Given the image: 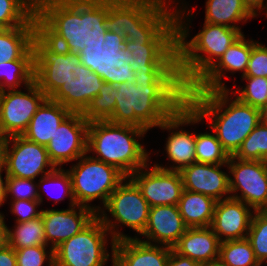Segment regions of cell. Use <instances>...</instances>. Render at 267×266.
<instances>
[{
	"mask_svg": "<svg viewBox=\"0 0 267 266\" xmlns=\"http://www.w3.org/2000/svg\"><path fill=\"white\" fill-rule=\"evenodd\" d=\"M109 122L148 131L152 127L176 129L203 120L186 102L183 84L119 83Z\"/></svg>",
	"mask_w": 267,
	"mask_h": 266,
	"instance_id": "1",
	"label": "cell"
},
{
	"mask_svg": "<svg viewBox=\"0 0 267 266\" xmlns=\"http://www.w3.org/2000/svg\"><path fill=\"white\" fill-rule=\"evenodd\" d=\"M107 13L108 0H36L38 33L71 53L103 46Z\"/></svg>",
	"mask_w": 267,
	"mask_h": 266,
	"instance_id": "2",
	"label": "cell"
},
{
	"mask_svg": "<svg viewBox=\"0 0 267 266\" xmlns=\"http://www.w3.org/2000/svg\"><path fill=\"white\" fill-rule=\"evenodd\" d=\"M228 95V89L187 91L186 102L202 119H211L209 127L213 129L223 149L229 156H233L260 123V116L259 108L243 103L237 97L222 112L230 100Z\"/></svg>",
	"mask_w": 267,
	"mask_h": 266,
	"instance_id": "3",
	"label": "cell"
},
{
	"mask_svg": "<svg viewBox=\"0 0 267 266\" xmlns=\"http://www.w3.org/2000/svg\"><path fill=\"white\" fill-rule=\"evenodd\" d=\"M174 12L178 72L183 85L189 89L216 63V60L220 59L242 35V32L224 25L205 22L203 30L188 42L185 40L188 36V28L181 21V10L176 9ZM202 52L208 55L203 56Z\"/></svg>",
	"mask_w": 267,
	"mask_h": 266,
	"instance_id": "4",
	"label": "cell"
},
{
	"mask_svg": "<svg viewBox=\"0 0 267 266\" xmlns=\"http://www.w3.org/2000/svg\"><path fill=\"white\" fill-rule=\"evenodd\" d=\"M147 131L131 125L109 121L89 122L87 152H95L94 159L116 167L126 177L147 165L148 155L135 137Z\"/></svg>",
	"mask_w": 267,
	"mask_h": 266,
	"instance_id": "5",
	"label": "cell"
},
{
	"mask_svg": "<svg viewBox=\"0 0 267 266\" xmlns=\"http://www.w3.org/2000/svg\"><path fill=\"white\" fill-rule=\"evenodd\" d=\"M101 213L80 233L54 249V266H104L109 258L105 247L107 231L112 235L111 245L130 238L113 230L116 223L114 225L103 210Z\"/></svg>",
	"mask_w": 267,
	"mask_h": 266,
	"instance_id": "6",
	"label": "cell"
},
{
	"mask_svg": "<svg viewBox=\"0 0 267 266\" xmlns=\"http://www.w3.org/2000/svg\"><path fill=\"white\" fill-rule=\"evenodd\" d=\"M165 4L162 0H108L107 30L125 38L135 30H176L175 12H169Z\"/></svg>",
	"mask_w": 267,
	"mask_h": 266,
	"instance_id": "7",
	"label": "cell"
},
{
	"mask_svg": "<svg viewBox=\"0 0 267 266\" xmlns=\"http://www.w3.org/2000/svg\"><path fill=\"white\" fill-rule=\"evenodd\" d=\"M77 165L67 170L71 177L76 205L91 208L87 203L98 198L104 206L122 181L128 179L116 167L94 157L83 155Z\"/></svg>",
	"mask_w": 267,
	"mask_h": 266,
	"instance_id": "8",
	"label": "cell"
},
{
	"mask_svg": "<svg viewBox=\"0 0 267 266\" xmlns=\"http://www.w3.org/2000/svg\"><path fill=\"white\" fill-rule=\"evenodd\" d=\"M125 37L111 31L105 33L103 46H87L78 53L80 63L112 85L134 82L131 69L133 55L125 45Z\"/></svg>",
	"mask_w": 267,
	"mask_h": 266,
	"instance_id": "9",
	"label": "cell"
},
{
	"mask_svg": "<svg viewBox=\"0 0 267 266\" xmlns=\"http://www.w3.org/2000/svg\"><path fill=\"white\" fill-rule=\"evenodd\" d=\"M28 93L19 90L0 92V135H23L37 109L47 99L34 81L26 86Z\"/></svg>",
	"mask_w": 267,
	"mask_h": 266,
	"instance_id": "10",
	"label": "cell"
},
{
	"mask_svg": "<svg viewBox=\"0 0 267 266\" xmlns=\"http://www.w3.org/2000/svg\"><path fill=\"white\" fill-rule=\"evenodd\" d=\"M226 165L234 177H229L230 193L241 191L240 196L233 194L230 197L241 200L254 211L267 210V161L241 160L230 156Z\"/></svg>",
	"mask_w": 267,
	"mask_h": 266,
	"instance_id": "11",
	"label": "cell"
},
{
	"mask_svg": "<svg viewBox=\"0 0 267 266\" xmlns=\"http://www.w3.org/2000/svg\"><path fill=\"white\" fill-rule=\"evenodd\" d=\"M34 81L50 98L71 75L70 52L47 42L39 33L34 39Z\"/></svg>",
	"mask_w": 267,
	"mask_h": 266,
	"instance_id": "12",
	"label": "cell"
},
{
	"mask_svg": "<svg viewBox=\"0 0 267 266\" xmlns=\"http://www.w3.org/2000/svg\"><path fill=\"white\" fill-rule=\"evenodd\" d=\"M10 142H13L12 150H9ZM6 175L25 179H35L38 175H46L56 167L50 161L46 146L27 140L22 135L6 138L5 159ZM49 170L45 171V167Z\"/></svg>",
	"mask_w": 267,
	"mask_h": 266,
	"instance_id": "13",
	"label": "cell"
},
{
	"mask_svg": "<svg viewBox=\"0 0 267 266\" xmlns=\"http://www.w3.org/2000/svg\"><path fill=\"white\" fill-rule=\"evenodd\" d=\"M71 75L50 99L59 102L71 112L82 113L90 101L98 95L103 79L80 63L78 53L70 52Z\"/></svg>",
	"mask_w": 267,
	"mask_h": 266,
	"instance_id": "14",
	"label": "cell"
},
{
	"mask_svg": "<svg viewBox=\"0 0 267 266\" xmlns=\"http://www.w3.org/2000/svg\"><path fill=\"white\" fill-rule=\"evenodd\" d=\"M87 122L82 113L72 112L58 127L46 146L50 161L55 167L78 160L87 154Z\"/></svg>",
	"mask_w": 267,
	"mask_h": 266,
	"instance_id": "15",
	"label": "cell"
},
{
	"mask_svg": "<svg viewBox=\"0 0 267 266\" xmlns=\"http://www.w3.org/2000/svg\"><path fill=\"white\" fill-rule=\"evenodd\" d=\"M132 173L131 178L142 192L144 199L150 205H174L177 206L183 191V180L179 171H169L153 166L150 171L143 169Z\"/></svg>",
	"mask_w": 267,
	"mask_h": 266,
	"instance_id": "16",
	"label": "cell"
},
{
	"mask_svg": "<svg viewBox=\"0 0 267 266\" xmlns=\"http://www.w3.org/2000/svg\"><path fill=\"white\" fill-rule=\"evenodd\" d=\"M128 182L119 184L109 196L104 208L110 212L117 223H122L139 234L147 226L150 205L144 199L141 190L129 178Z\"/></svg>",
	"mask_w": 267,
	"mask_h": 266,
	"instance_id": "17",
	"label": "cell"
},
{
	"mask_svg": "<svg viewBox=\"0 0 267 266\" xmlns=\"http://www.w3.org/2000/svg\"><path fill=\"white\" fill-rule=\"evenodd\" d=\"M75 207L79 209V212ZM100 209L101 207L88 208L76 205L66 210H42L46 244L48 245L51 241V248L54 250L62 242L85 229L97 217Z\"/></svg>",
	"mask_w": 267,
	"mask_h": 266,
	"instance_id": "18",
	"label": "cell"
},
{
	"mask_svg": "<svg viewBox=\"0 0 267 266\" xmlns=\"http://www.w3.org/2000/svg\"><path fill=\"white\" fill-rule=\"evenodd\" d=\"M230 196L216 201L210 226L221 242L247 238L254 212L250 211V206Z\"/></svg>",
	"mask_w": 267,
	"mask_h": 266,
	"instance_id": "19",
	"label": "cell"
},
{
	"mask_svg": "<svg viewBox=\"0 0 267 266\" xmlns=\"http://www.w3.org/2000/svg\"><path fill=\"white\" fill-rule=\"evenodd\" d=\"M252 50V40H245L242 34L216 63L187 91L223 90V71H243L245 75Z\"/></svg>",
	"mask_w": 267,
	"mask_h": 266,
	"instance_id": "20",
	"label": "cell"
},
{
	"mask_svg": "<svg viewBox=\"0 0 267 266\" xmlns=\"http://www.w3.org/2000/svg\"><path fill=\"white\" fill-rule=\"evenodd\" d=\"M171 249L130 237L111 246L112 263L113 266H165Z\"/></svg>",
	"mask_w": 267,
	"mask_h": 266,
	"instance_id": "21",
	"label": "cell"
},
{
	"mask_svg": "<svg viewBox=\"0 0 267 266\" xmlns=\"http://www.w3.org/2000/svg\"><path fill=\"white\" fill-rule=\"evenodd\" d=\"M225 164L192 163L180 171L183 189L212 197L221 201L229 194V176L219 170Z\"/></svg>",
	"mask_w": 267,
	"mask_h": 266,
	"instance_id": "22",
	"label": "cell"
},
{
	"mask_svg": "<svg viewBox=\"0 0 267 266\" xmlns=\"http://www.w3.org/2000/svg\"><path fill=\"white\" fill-rule=\"evenodd\" d=\"M187 228L178 206L159 205L150 207L148 223L141 235L149 240L144 242H161L160 244L172 248Z\"/></svg>",
	"mask_w": 267,
	"mask_h": 266,
	"instance_id": "23",
	"label": "cell"
},
{
	"mask_svg": "<svg viewBox=\"0 0 267 266\" xmlns=\"http://www.w3.org/2000/svg\"><path fill=\"white\" fill-rule=\"evenodd\" d=\"M125 48L133 55L131 69L178 70L176 42H132L125 40Z\"/></svg>",
	"mask_w": 267,
	"mask_h": 266,
	"instance_id": "24",
	"label": "cell"
},
{
	"mask_svg": "<svg viewBox=\"0 0 267 266\" xmlns=\"http://www.w3.org/2000/svg\"><path fill=\"white\" fill-rule=\"evenodd\" d=\"M221 241L211 227L187 228L172 249L203 264L219 258Z\"/></svg>",
	"mask_w": 267,
	"mask_h": 266,
	"instance_id": "25",
	"label": "cell"
},
{
	"mask_svg": "<svg viewBox=\"0 0 267 266\" xmlns=\"http://www.w3.org/2000/svg\"><path fill=\"white\" fill-rule=\"evenodd\" d=\"M72 112L59 102L47 98L37 109L30 120L27 130L23 133L27 140L47 146L59 125Z\"/></svg>",
	"mask_w": 267,
	"mask_h": 266,
	"instance_id": "26",
	"label": "cell"
},
{
	"mask_svg": "<svg viewBox=\"0 0 267 266\" xmlns=\"http://www.w3.org/2000/svg\"><path fill=\"white\" fill-rule=\"evenodd\" d=\"M216 201L207 195L182 191L178 209L188 228L210 227Z\"/></svg>",
	"mask_w": 267,
	"mask_h": 266,
	"instance_id": "27",
	"label": "cell"
},
{
	"mask_svg": "<svg viewBox=\"0 0 267 266\" xmlns=\"http://www.w3.org/2000/svg\"><path fill=\"white\" fill-rule=\"evenodd\" d=\"M38 24L0 29V64L19 60L33 45Z\"/></svg>",
	"mask_w": 267,
	"mask_h": 266,
	"instance_id": "28",
	"label": "cell"
},
{
	"mask_svg": "<svg viewBox=\"0 0 267 266\" xmlns=\"http://www.w3.org/2000/svg\"><path fill=\"white\" fill-rule=\"evenodd\" d=\"M205 12L206 23L224 25L240 32V28L234 25L235 22H246L255 17L242 0H207Z\"/></svg>",
	"mask_w": 267,
	"mask_h": 266,
	"instance_id": "29",
	"label": "cell"
},
{
	"mask_svg": "<svg viewBox=\"0 0 267 266\" xmlns=\"http://www.w3.org/2000/svg\"><path fill=\"white\" fill-rule=\"evenodd\" d=\"M34 45L19 59L0 64V92L34 82ZM1 79H4L2 82Z\"/></svg>",
	"mask_w": 267,
	"mask_h": 266,
	"instance_id": "30",
	"label": "cell"
},
{
	"mask_svg": "<svg viewBox=\"0 0 267 266\" xmlns=\"http://www.w3.org/2000/svg\"><path fill=\"white\" fill-rule=\"evenodd\" d=\"M195 138L196 134H191L184 130L171 133L166 143V153L168 158L172 160L177 166L162 167L158 164L155 166L169 171H181L183 168L196 162L195 153Z\"/></svg>",
	"mask_w": 267,
	"mask_h": 266,
	"instance_id": "31",
	"label": "cell"
},
{
	"mask_svg": "<svg viewBox=\"0 0 267 266\" xmlns=\"http://www.w3.org/2000/svg\"><path fill=\"white\" fill-rule=\"evenodd\" d=\"M38 24L36 0H0V29Z\"/></svg>",
	"mask_w": 267,
	"mask_h": 266,
	"instance_id": "32",
	"label": "cell"
},
{
	"mask_svg": "<svg viewBox=\"0 0 267 266\" xmlns=\"http://www.w3.org/2000/svg\"><path fill=\"white\" fill-rule=\"evenodd\" d=\"M16 224L15 230L8 231L9 245L14 250L30 246H47L42 217Z\"/></svg>",
	"mask_w": 267,
	"mask_h": 266,
	"instance_id": "33",
	"label": "cell"
},
{
	"mask_svg": "<svg viewBox=\"0 0 267 266\" xmlns=\"http://www.w3.org/2000/svg\"><path fill=\"white\" fill-rule=\"evenodd\" d=\"M117 86L104 82L102 88L82 112L87 122L109 121L114 113Z\"/></svg>",
	"mask_w": 267,
	"mask_h": 266,
	"instance_id": "34",
	"label": "cell"
},
{
	"mask_svg": "<svg viewBox=\"0 0 267 266\" xmlns=\"http://www.w3.org/2000/svg\"><path fill=\"white\" fill-rule=\"evenodd\" d=\"M219 259L227 266H261L247 238L221 242Z\"/></svg>",
	"mask_w": 267,
	"mask_h": 266,
	"instance_id": "35",
	"label": "cell"
},
{
	"mask_svg": "<svg viewBox=\"0 0 267 266\" xmlns=\"http://www.w3.org/2000/svg\"><path fill=\"white\" fill-rule=\"evenodd\" d=\"M236 159L267 161V124L259 123L233 155Z\"/></svg>",
	"mask_w": 267,
	"mask_h": 266,
	"instance_id": "36",
	"label": "cell"
},
{
	"mask_svg": "<svg viewBox=\"0 0 267 266\" xmlns=\"http://www.w3.org/2000/svg\"><path fill=\"white\" fill-rule=\"evenodd\" d=\"M195 153L196 162L205 164H227L230 157L214 132L196 135Z\"/></svg>",
	"mask_w": 267,
	"mask_h": 266,
	"instance_id": "37",
	"label": "cell"
},
{
	"mask_svg": "<svg viewBox=\"0 0 267 266\" xmlns=\"http://www.w3.org/2000/svg\"><path fill=\"white\" fill-rule=\"evenodd\" d=\"M255 257L260 264L267 260V210L254 211L247 234Z\"/></svg>",
	"mask_w": 267,
	"mask_h": 266,
	"instance_id": "38",
	"label": "cell"
},
{
	"mask_svg": "<svg viewBox=\"0 0 267 266\" xmlns=\"http://www.w3.org/2000/svg\"><path fill=\"white\" fill-rule=\"evenodd\" d=\"M248 81L244 89H239L234 93L243 103L252 107L260 108L267 103V78L266 77H242Z\"/></svg>",
	"mask_w": 267,
	"mask_h": 266,
	"instance_id": "39",
	"label": "cell"
},
{
	"mask_svg": "<svg viewBox=\"0 0 267 266\" xmlns=\"http://www.w3.org/2000/svg\"><path fill=\"white\" fill-rule=\"evenodd\" d=\"M46 247L30 246L15 250L17 266H43L46 259L48 266H54V250L50 248V252L46 251Z\"/></svg>",
	"mask_w": 267,
	"mask_h": 266,
	"instance_id": "40",
	"label": "cell"
},
{
	"mask_svg": "<svg viewBox=\"0 0 267 266\" xmlns=\"http://www.w3.org/2000/svg\"><path fill=\"white\" fill-rule=\"evenodd\" d=\"M7 195H12L13 201L16 200H35L43 201L42 195L36 189L38 185L34 184L33 179L18 177H7ZM36 189V190H35Z\"/></svg>",
	"mask_w": 267,
	"mask_h": 266,
	"instance_id": "41",
	"label": "cell"
},
{
	"mask_svg": "<svg viewBox=\"0 0 267 266\" xmlns=\"http://www.w3.org/2000/svg\"><path fill=\"white\" fill-rule=\"evenodd\" d=\"M135 84H183L178 70H136Z\"/></svg>",
	"mask_w": 267,
	"mask_h": 266,
	"instance_id": "42",
	"label": "cell"
},
{
	"mask_svg": "<svg viewBox=\"0 0 267 266\" xmlns=\"http://www.w3.org/2000/svg\"><path fill=\"white\" fill-rule=\"evenodd\" d=\"M267 78V47L252 40V50L245 75Z\"/></svg>",
	"mask_w": 267,
	"mask_h": 266,
	"instance_id": "43",
	"label": "cell"
},
{
	"mask_svg": "<svg viewBox=\"0 0 267 266\" xmlns=\"http://www.w3.org/2000/svg\"><path fill=\"white\" fill-rule=\"evenodd\" d=\"M41 178L42 179L39 180L40 181L39 184H37L39 188L38 190H40L44 184L50 183V185H52L53 183L55 185L56 183L57 186L59 185L64 190V196L67 195L70 197V200H71L70 207L76 206L75 199L73 196V191H72L71 177L68 171H65L62 168L56 167L52 172L46 175H41ZM63 198L64 197L62 196L61 197L58 196V198H55L54 200H56V203H57L58 201H62Z\"/></svg>",
	"mask_w": 267,
	"mask_h": 266,
	"instance_id": "44",
	"label": "cell"
},
{
	"mask_svg": "<svg viewBox=\"0 0 267 266\" xmlns=\"http://www.w3.org/2000/svg\"><path fill=\"white\" fill-rule=\"evenodd\" d=\"M125 39L132 42H177V30H135Z\"/></svg>",
	"mask_w": 267,
	"mask_h": 266,
	"instance_id": "45",
	"label": "cell"
},
{
	"mask_svg": "<svg viewBox=\"0 0 267 266\" xmlns=\"http://www.w3.org/2000/svg\"><path fill=\"white\" fill-rule=\"evenodd\" d=\"M40 201L35 200H16L12 201L11 212L19 217L15 223L34 220L41 217L42 210L37 211L36 208L40 205Z\"/></svg>",
	"mask_w": 267,
	"mask_h": 266,
	"instance_id": "46",
	"label": "cell"
},
{
	"mask_svg": "<svg viewBox=\"0 0 267 266\" xmlns=\"http://www.w3.org/2000/svg\"><path fill=\"white\" fill-rule=\"evenodd\" d=\"M165 266H201V264L188 257L179 255L173 249H171Z\"/></svg>",
	"mask_w": 267,
	"mask_h": 266,
	"instance_id": "47",
	"label": "cell"
},
{
	"mask_svg": "<svg viewBox=\"0 0 267 266\" xmlns=\"http://www.w3.org/2000/svg\"><path fill=\"white\" fill-rule=\"evenodd\" d=\"M0 266H17L15 250L10 245L0 249Z\"/></svg>",
	"mask_w": 267,
	"mask_h": 266,
	"instance_id": "48",
	"label": "cell"
},
{
	"mask_svg": "<svg viewBox=\"0 0 267 266\" xmlns=\"http://www.w3.org/2000/svg\"><path fill=\"white\" fill-rule=\"evenodd\" d=\"M8 227L5 225L4 216L0 213V249L9 245Z\"/></svg>",
	"mask_w": 267,
	"mask_h": 266,
	"instance_id": "49",
	"label": "cell"
},
{
	"mask_svg": "<svg viewBox=\"0 0 267 266\" xmlns=\"http://www.w3.org/2000/svg\"><path fill=\"white\" fill-rule=\"evenodd\" d=\"M243 3L248 7V9L256 16L258 10L266 9L267 15V2L266 6H264V0H242ZM257 9V10H256Z\"/></svg>",
	"mask_w": 267,
	"mask_h": 266,
	"instance_id": "50",
	"label": "cell"
},
{
	"mask_svg": "<svg viewBox=\"0 0 267 266\" xmlns=\"http://www.w3.org/2000/svg\"><path fill=\"white\" fill-rule=\"evenodd\" d=\"M2 169H4L6 171V164L5 162L3 164L0 165V206L3 205L6 200V198L8 197L7 196V182H6V179H7V175L5 176V182L3 181L2 179V176H1V172L3 171Z\"/></svg>",
	"mask_w": 267,
	"mask_h": 266,
	"instance_id": "51",
	"label": "cell"
},
{
	"mask_svg": "<svg viewBox=\"0 0 267 266\" xmlns=\"http://www.w3.org/2000/svg\"><path fill=\"white\" fill-rule=\"evenodd\" d=\"M5 147H6V137L0 135V165L4 163Z\"/></svg>",
	"mask_w": 267,
	"mask_h": 266,
	"instance_id": "52",
	"label": "cell"
},
{
	"mask_svg": "<svg viewBox=\"0 0 267 266\" xmlns=\"http://www.w3.org/2000/svg\"><path fill=\"white\" fill-rule=\"evenodd\" d=\"M260 122L267 124V103L259 108Z\"/></svg>",
	"mask_w": 267,
	"mask_h": 266,
	"instance_id": "53",
	"label": "cell"
},
{
	"mask_svg": "<svg viewBox=\"0 0 267 266\" xmlns=\"http://www.w3.org/2000/svg\"><path fill=\"white\" fill-rule=\"evenodd\" d=\"M201 266H227L219 258L201 264Z\"/></svg>",
	"mask_w": 267,
	"mask_h": 266,
	"instance_id": "54",
	"label": "cell"
}]
</instances>
